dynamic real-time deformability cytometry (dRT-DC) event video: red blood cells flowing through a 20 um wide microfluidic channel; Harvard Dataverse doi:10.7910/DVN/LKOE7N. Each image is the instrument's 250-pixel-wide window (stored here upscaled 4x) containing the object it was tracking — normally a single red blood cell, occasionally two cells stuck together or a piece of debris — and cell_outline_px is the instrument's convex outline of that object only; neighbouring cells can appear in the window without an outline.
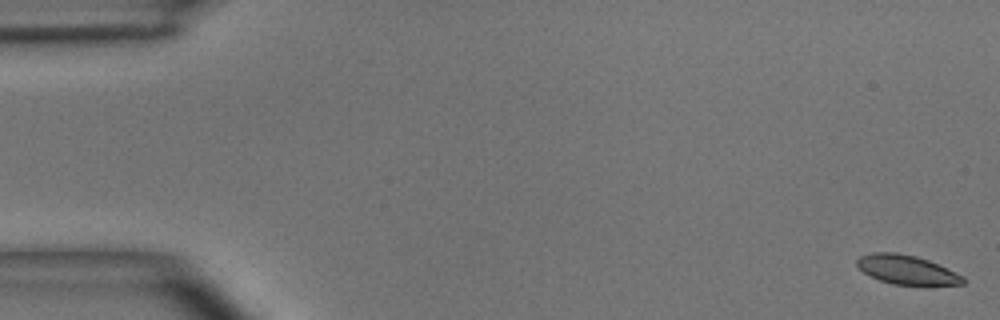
{"species": "common noctule bat (a hibernating species)", "species_latin": "Nyctalus noctula", "temperature_condition": "room temperature", "stored_images_in_passage": 6, "camera_frame_rate_fps": 3000, "um_per_image_px": 0.085, "animal": {"sex": "male", "body_mass_g": 15.6}, "frame": {"image": 1, "passage_image": 1, "time_ms": 0.0, "image_size_px": [1000, 320], "cell_outline_px": [[964, 284], [892, 284], [880, 280], [864, 272], [856, 264], [856, 260], [860, 256], [872, 252], [896, 252], [916, 256], [928, 260], [964, 276]], "centroid_in_image_um": [77.04, 22.9], "position_along_channel_um": 8.0, "area_um2": 17.63}}